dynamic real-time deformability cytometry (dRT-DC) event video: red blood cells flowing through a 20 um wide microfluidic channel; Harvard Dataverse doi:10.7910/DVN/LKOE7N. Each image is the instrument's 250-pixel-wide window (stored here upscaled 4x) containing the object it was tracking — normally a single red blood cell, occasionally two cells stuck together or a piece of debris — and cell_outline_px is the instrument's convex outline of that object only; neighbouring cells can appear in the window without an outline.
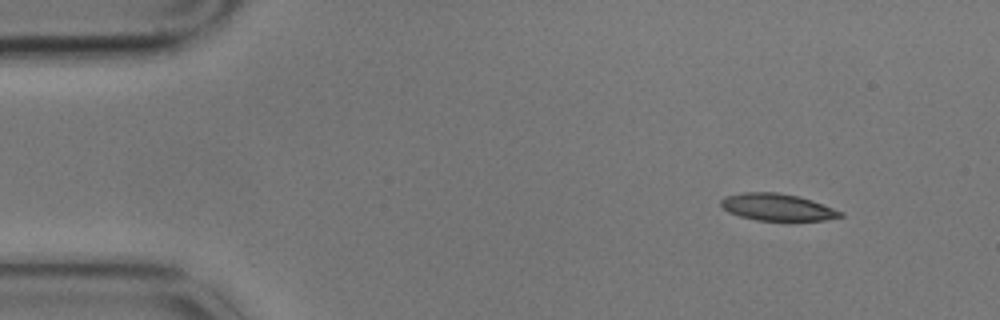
{"species": "common noctule bat (a hibernating species)", "species_latin": "Nyctalus noctula", "temperature_condition": "cold", "stored_images_in_passage": 3, "camera_frame_rate_fps": 3000, "um_per_image_px": 0.085, "animal": {"sex": "male", "body_mass_g": 17.9}, "frame": {"image": 1, "passage_image": 1, "time_ms": 0.0, "image_size_px": [1000, 320], "cell_outline_px": [[844, 216], [824, 220], [756, 220], [740, 216], [728, 212], [720, 204], [720, 200], [724, 196], [744, 192], [776, 192], [796, 196], [812, 200], [844, 212]], "centroid_in_image_um": [66.06, 17.6], "position_along_channel_um": 18.9, "area_um2": 18.67}}
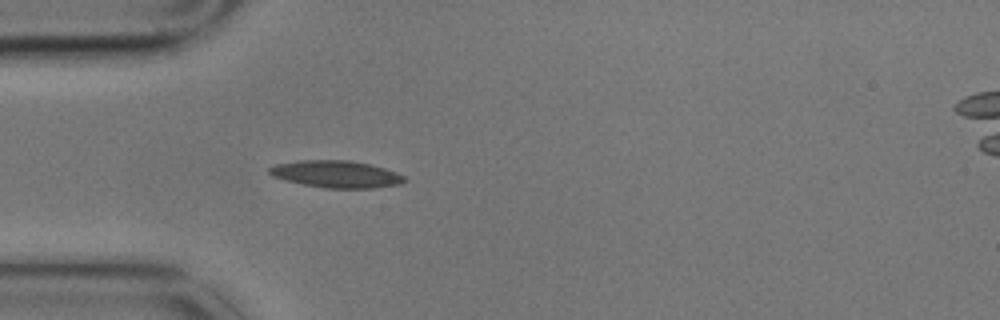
{"frame": {"image": 2, "passage_image": 3, "time_ms": 0.667, "image_size_px": [1000, 320], "cell_outline_px": [[408, 180], [400, 184], [372, 188], [324, 188], [304, 184], [272, 176], [268, 172], [268, 168], [276, 164], [300, 160], [348, 160], [368, 164], [384, 168], [396, 172], [404, 176]], "centroid_in_image_um": [28.59, 14.8], "position_along_channel_um": 56.4, "area_um2": 21.15}}